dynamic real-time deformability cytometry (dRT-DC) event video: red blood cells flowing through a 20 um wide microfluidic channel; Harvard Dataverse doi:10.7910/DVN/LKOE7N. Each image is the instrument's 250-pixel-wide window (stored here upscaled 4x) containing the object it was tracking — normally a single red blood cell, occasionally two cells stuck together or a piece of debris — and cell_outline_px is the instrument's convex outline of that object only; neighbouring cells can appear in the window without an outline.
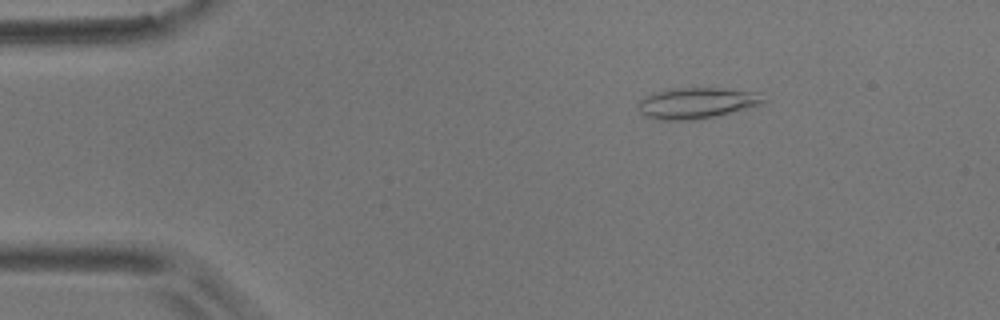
{"species": "common noctule bat (a hibernating species)", "species_latin": "Nyctalus noctula", "temperature_condition": "room temperature", "stored_images_in_passage": 5, "camera_frame_rate_fps": 3000, "um_per_image_px": 0.085, "animal": {"sex": "male", "body_mass_g": 17.9}, "frame": {"image": 1, "passage_image": 3, "time_ms": 2.333, "image_size_px": [1000, 320], "cell_outline_px": [[764, 100], [760, 104], [716, 116], [696, 120], [652, 120], [644, 116], [640, 112], [636, 104], [640, 100], [652, 92], [668, 88], [720, 88], [756, 92]], "centroid_in_image_um": [59.09, 8.76], "position_along_channel_um": 25.9, "area_um2": 22.66}}